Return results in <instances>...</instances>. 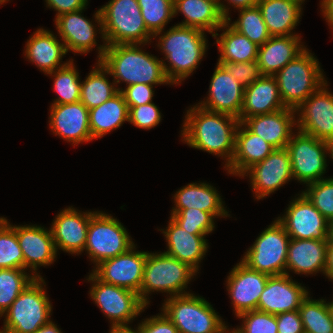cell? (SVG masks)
Listing matches in <instances>:
<instances>
[{"label":"cell","mask_w":333,"mask_h":333,"mask_svg":"<svg viewBox=\"0 0 333 333\" xmlns=\"http://www.w3.org/2000/svg\"><path fill=\"white\" fill-rule=\"evenodd\" d=\"M183 125V140L193 148L233 159L239 119L196 106L189 109Z\"/></svg>","instance_id":"cell-1"},{"label":"cell","mask_w":333,"mask_h":333,"mask_svg":"<svg viewBox=\"0 0 333 333\" xmlns=\"http://www.w3.org/2000/svg\"><path fill=\"white\" fill-rule=\"evenodd\" d=\"M138 44L100 45L99 60L115 83L129 85L171 83L164 72L163 60L142 51ZM138 47V48H137Z\"/></svg>","instance_id":"cell-2"},{"label":"cell","mask_w":333,"mask_h":333,"mask_svg":"<svg viewBox=\"0 0 333 333\" xmlns=\"http://www.w3.org/2000/svg\"><path fill=\"white\" fill-rule=\"evenodd\" d=\"M204 32L193 27L175 25L159 37L158 46L163 50L170 66L163 62L167 79L178 84L196 69L206 51Z\"/></svg>","instance_id":"cell-3"},{"label":"cell","mask_w":333,"mask_h":333,"mask_svg":"<svg viewBox=\"0 0 333 333\" xmlns=\"http://www.w3.org/2000/svg\"><path fill=\"white\" fill-rule=\"evenodd\" d=\"M94 16L106 45H140L152 38L144 23L138 0H111Z\"/></svg>","instance_id":"cell-4"},{"label":"cell","mask_w":333,"mask_h":333,"mask_svg":"<svg viewBox=\"0 0 333 333\" xmlns=\"http://www.w3.org/2000/svg\"><path fill=\"white\" fill-rule=\"evenodd\" d=\"M322 73L319 62L306 49L291 60L274 75L283 104L296 110L326 83Z\"/></svg>","instance_id":"cell-5"},{"label":"cell","mask_w":333,"mask_h":333,"mask_svg":"<svg viewBox=\"0 0 333 333\" xmlns=\"http://www.w3.org/2000/svg\"><path fill=\"white\" fill-rule=\"evenodd\" d=\"M195 273L196 271L188 264L164 252L160 254L147 252L139 297L145 305H148L146 296L148 297L147 294L151 291H164L169 293L170 297L189 294L183 289Z\"/></svg>","instance_id":"cell-6"},{"label":"cell","mask_w":333,"mask_h":333,"mask_svg":"<svg viewBox=\"0 0 333 333\" xmlns=\"http://www.w3.org/2000/svg\"><path fill=\"white\" fill-rule=\"evenodd\" d=\"M162 311L179 333H220L226 327L209 302L190 293L168 298Z\"/></svg>","instance_id":"cell-7"},{"label":"cell","mask_w":333,"mask_h":333,"mask_svg":"<svg viewBox=\"0 0 333 333\" xmlns=\"http://www.w3.org/2000/svg\"><path fill=\"white\" fill-rule=\"evenodd\" d=\"M43 278H35L5 311L4 327L12 333H35L47 324L52 306L44 292ZM7 312V313H6Z\"/></svg>","instance_id":"cell-8"},{"label":"cell","mask_w":333,"mask_h":333,"mask_svg":"<svg viewBox=\"0 0 333 333\" xmlns=\"http://www.w3.org/2000/svg\"><path fill=\"white\" fill-rule=\"evenodd\" d=\"M289 241L285 227L276 220L259 235L241 261L249 268L269 276L287 274Z\"/></svg>","instance_id":"cell-9"},{"label":"cell","mask_w":333,"mask_h":333,"mask_svg":"<svg viewBox=\"0 0 333 333\" xmlns=\"http://www.w3.org/2000/svg\"><path fill=\"white\" fill-rule=\"evenodd\" d=\"M133 246L128 232L117 219L108 214L93 212L84 249L96 266L127 252Z\"/></svg>","instance_id":"cell-10"},{"label":"cell","mask_w":333,"mask_h":333,"mask_svg":"<svg viewBox=\"0 0 333 333\" xmlns=\"http://www.w3.org/2000/svg\"><path fill=\"white\" fill-rule=\"evenodd\" d=\"M88 279L94 282L90 296L103 313L110 318L112 327L127 326V323L146 307L139 294L134 291L105 283L93 273Z\"/></svg>","instance_id":"cell-11"},{"label":"cell","mask_w":333,"mask_h":333,"mask_svg":"<svg viewBox=\"0 0 333 333\" xmlns=\"http://www.w3.org/2000/svg\"><path fill=\"white\" fill-rule=\"evenodd\" d=\"M286 149L290 155L293 178L306 184L323 179L321 175L327 166L325 140L298 131L296 137L292 135Z\"/></svg>","instance_id":"cell-12"},{"label":"cell","mask_w":333,"mask_h":333,"mask_svg":"<svg viewBox=\"0 0 333 333\" xmlns=\"http://www.w3.org/2000/svg\"><path fill=\"white\" fill-rule=\"evenodd\" d=\"M285 215L277 220L285 227L290 239L329 240L330 222L303 193L293 200Z\"/></svg>","instance_id":"cell-13"},{"label":"cell","mask_w":333,"mask_h":333,"mask_svg":"<svg viewBox=\"0 0 333 333\" xmlns=\"http://www.w3.org/2000/svg\"><path fill=\"white\" fill-rule=\"evenodd\" d=\"M127 252L99 263L93 274L101 281L139 293L147 252Z\"/></svg>","instance_id":"cell-14"},{"label":"cell","mask_w":333,"mask_h":333,"mask_svg":"<svg viewBox=\"0 0 333 333\" xmlns=\"http://www.w3.org/2000/svg\"><path fill=\"white\" fill-rule=\"evenodd\" d=\"M326 84L296 108L301 116L295 123L300 132L325 141L333 136V94L324 88Z\"/></svg>","instance_id":"cell-15"},{"label":"cell","mask_w":333,"mask_h":333,"mask_svg":"<svg viewBox=\"0 0 333 333\" xmlns=\"http://www.w3.org/2000/svg\"><path fill=\"white\" fill-rule=\"evenodd\" d=\"M244 89L245 87L229 74L223 65L217 63L210 82L208 100L200 103L199 107L239 119Z\"/></svg>","instance_id":"cell-16"},{"label":"cell","mask_w":333,"mask_h":333,"mask_svg":"<svg viewBox=\"0 0 333 333\" xmlns=\"http://www.w3.org/2000/svg\"><path fill=\"white\" fill-rule=\"evenodd\" d=\"M257 199L264 198L293 178L290 155L286 148L275 149L265 160L247 169ZM292 177V178H291Z\"/></svg>","instance_id":"cell-17"},{"label":"cell","mask_w":333,"mask_h":333,"mask_svg":"<svg viewBox=\"0 0 333 333\" xmlns=\"http://www.w3.org/2000/svg\"><path fill=\"white\" fill-rule=\"evenodd\" d=\"M229 274L227 286L236 316L257 310L260 295L264 291L269 275L249 268L242 261Z\"/></svg>","instance_id":"cell-18"},{"label":"cell","mask_w":333,"mask_h":333,"mask_svg":"<svg viewBox=\"0 0 333 333\" xmlns=\"http://www.w3.org/2000/svg\"><path fill=\"white\" fill-rule=\"evenodd\" d=\"M308 296L305 287L292 281L289 274L269 276L261 293L257 310L277 315L298 310Z\"/></svg>","instance_id":"cell-19"},{"label":"cell","mask_w":333,"mask_h":333,"mask_svg":"<svg viewBox=\"0 0 333 333\" xmlns=\"http://www.w3.org/2000/svg\"><path fill=\"white\" fill-rule=\"evenodd\" d=\"M50 127L56 135L74 145L92 140L89 109L80 101L70 104H52Z\"/></svg>","instance_id":"cell-20"},{"label":"cell","mask_w":333,"mask_h":333,"mask_svg":"<svg viewBox=\"0 0 333 333\" xmlns=\"http://www.w3.org/2000/svg\"><path fill=\"white\" fill-rule=\"evenodd\" d=\"M92 214H82L69 207L57 215L51 228L56 251L61 248L71 254H78L84 250Z\"/></svg>","instance_id":"cell-21"},{"label":"cell","mask_w":333,"mask_h":333,"mask_svg":"<svg viewBox=\"0 0 333 333\" xmlns=\"http://www.w3.org/2000/svg\"><path fill=\"white\" fill-rule=\"evenodd\" d=\"M286 108L280 96L274 76L262 75L250 86L245 87L239 121L256 115L272 113Z\"/></svg>","instance_id":"cell-22"},{"label":"cell","mask_w":333,"mask_h":333,"mask_svg":"<svg viewBox=\"0 0 333 333\" xmlns=\"http://www.w3.org/2000/svg\"><path fill=\"white\" fill-rule=\"evenodd\" d=\"M15 232L24 256V270L27 267L36 272L40 266L50 265L55 261L56 248L51 229L40 226H15Z\"/></svg>","instance_id":"cell-23"},{"label":"cell","mask_w":333,"mask_h":333,"mask_svg":"<svg viewBox=\"0 0 333 333\" xmlns=\"http://www.w3.org/2000/svg\"><path fill=\"white\" fill-rule=\"evenodd\" d=\"M295 109L284 108L272 113L247 118L243 123L275 149L286 148L292 137Z\"/></svg>","instance_id":"cell-24"},{"label":"cell","mask_w":333,"mask_h":333,"mask_svg":"<svg viewBox=\"0 0 333 333\" xmlns=\"http://www.w3.org/2000/svg\"><path fill=\"white\" fill-rule=\"evenodd\" d=\"M298 35L271 36L259 46L257 62L262 75L274 76L306 48Z\"/></svg>","instance_id":"cell-25"},{"label":"cell","mask_w":333,"mask_h":333,"mask_svg":"<svg viewBox=\"0 0 333 333\" xmlns=\"http://www.w3.org/2000/svg\"><path fill=\"white\" fill-rule=\"evenodd\" d=\"M242 126L245 128L240 129ZM275 148L258 135H255L244 123H239L235 135V151L227 168L230 174L242 176L254 164L265 160Z\"/></svg>","instance_id":"cell-26"},{"label":"cell","mask_w":333,"mask_h":333,"mask_svg":"<svg viewBox=\"0 0 333 333\" xmlns=\"http://www.w3.org/2000/svg\"><path fill=\"white\" fill-rule=\"evenodd\" d=\"M328 240L290 239L286 268L295 273L312 274L323 271L327 264Z\"/></svg>","instance_id":"cell-27"},{"label":"cell","mask_w":333,"mask_h":333,"mask_svg":"<svg viewBox=\"0 0 333 333\" xmlns=\"http://www.w3.org/2000/svg\"><path fill=\"white\" fill-rule=\"evenodd\" d=\"M168 243L167 255L188 264L196 272L198 264L207 252L206 234H190L182 229L171 218L166 231H163Z\"/></svg>","instance_id":"cell-28"},{"label":"cell","mask_w":333,"mask_h":333,"mask_svg":"<svg viewBox=\"0 0 333 333\" xmlns=\"http://www.w3.org/2000/svg\"><path fill=\"white\" fill-rule=\"evenodd\" d=\"M178 11L183 13L186 19L177 25L207 30L213 33L214 38L218 33L213 31L222 28L226 21L220 12L218 0H174V14Z\"/></svg>","instance_id":"cell-29"},{"label":"cell","mask_w":333,"mask_h":333,"mask_svg":"<svg viewBox=\"0 0 333 333\" xmlns=\"http://www.w3.org/2000/svg\"><path fill=\"white\" fill-rule=\"evenodd\" d=\"M82 11L83 9L56 17V27L67 52L72 50L85 54L97 44L94 25L81 15Z\"/></svg>","instance_id":"cell-30"},{"label":"cell","mask_w":333,"mask_h":333,"mask_svg":"<svg viewBox=\"0 0 333 333\" xmlns=\"http://www.w3.org/2000/svg\"><path fill=\"white\" fill-rule=\"evenodd\" d=\"M271 36H290L301 17V3L295 0H259L257 3Z\"/></svg>","instance_id":"cell-31"},{"label":"cell","mask_w":333,"mask_h":333,"mask_svg":"<svg viewBox=\"0 0 333 333\" xmlns=\"http://www.w3.org/2000/svg\"><path fill=\"white\" fill-rule=\"evenodd\" d=\"M25 52L26 57L45 73L53 72L67 64H60L62 56L67 53L64 43L61 44L50 31L44 29H38L30 37Z\"/></svg>","instance_id":"cell-32"},{"label":"cell","mask_w":333,"mask_h":333,"mask_svg":"<svg viewBox=\"0 0 333 333\" xmlns=\"http://www.w3.org/2000/svg\"><path fill=\"white\" fill-rule=\"evenodd\" d=\"M176 207L172 212L184 209H198L215 216H227L228 212L222 205V200L213 186L206 183H190L181 188L174 196Z\"/></svg>","instance_id":"cell-33"},{"label":"cell","mask_w":333,"mask_h":333,"mask_svg":"<svg viewBox=\"0 0 333 333\" xmlns=\"http://www.w3.org/2000/svg\"><path fill=\"white\" fill-rule=\"evenodd\" d=\"M129 108L120 91L103 104L89 110V128L92 139L101 138L128 121Z\"/></svg>","instance_id":"cell-34"},{"label":"cell","mask_w":333,"mask_h":333,"mask_svg":"<svg viewBox=\"0 0 333 333\" xmlns=\"http://www.w3.org/2000/svg\"><path fill=\"white\" fill-rule=\"evenodd\" d=\"M229 25V21L226 20L221 26L225 27L226 31L220 35V38H216L221 53L218 63L222 65L224 62L239 63L257 60L259 46Z\"/></svg>","instance_id":"cell-35"},{"label":"cell","mask_w":333,"mask_h":333,"mask_svg":"<svg viewBox=\"0 0 333 333\" xmlns=\"http://www.w3.org/2000/svg\"><path fill=\"white\" fill-rule=\"evenodd\" d=\"M97 66L99 67L93 69L85 81L81 82L80 102L89 110L103 104L120 90L105 78L108 70L100 61Z\"/></svg>","instance_id":"cell-36"},{"label":"cell","mask_w":333,"mask_h":333,"mask_svg":"<svg viewBox=\"0 0 333 333\" xmlns=\"http://www.w3.org/2000/svg\"><path fill=\"white\" fill-rule=\"evenodd\" d=\"M305 333H333V316L324 299L306 297L298 309Z\"/></svg>","instance_id":"cell-37"},{"label":"cell","mask_w":333,"mask_h":333,"mask_svg":"<svg viewBox=\"0 0 333 333\" xmlns=\"http://www.w3.org/2000/svg\"><path fill=\"white\" fill-rule=\"evenodd\" d=\"M37 274L28 276L24 269H0V317L33 279L41 278Z\"/></svg>","instance_id":"cell-38"},{"label":"cell","mask_w":333,"mask_h":333,"mask_svg":"<svg viewBox=\"0 0 333 333\" xmlns=\"http://www.w3.org/2000/svg\"><path fill=\"white\" fill-rule=\"evenodd\" d=\"M24 269V256L15 226L0 218V269Z\"/></svg>","instance_id":"cell-39"},{"label":"cell","mask_w":333,"mask_h":333,"mask_svg":"<svg viewBox=\"0 0 333 333\" xmlns=\"http://www.w3.org/2000/svg\"><path fill=\"white\" fill-rule=\"evenodd\" d=\"M47 74H54V89L59 94L54 104H70L80 101L81 82L73 60L67 62L65 66L57 69V71Z\"/></svg>","instance_id":"cell-40"},{"label":"cell","mask_w":333,"mask_h":333,"mask_svg":"<svg viewBox=\"0 0 333 333\" xmlns=\"http://www.w3.org/2000/svg\"><path fill=\"white\" fill-rule=\"evenodd\" d=\"M141 14L148 31L157 36L173 18L174 0H138Z\"/></svg>","instance_id":"cell-41"},{"label":"cell","mask_w":333,"mask_h":333,"mask_svg":"<svg viewBox=\"0 0 333 333\" xmlns=\"http://www.w3.org/2000/svg\"><path fill=\"white\" fill-rule=\"evenodd\" d=\"M231 26L258 46L263 45L271 37L258 5L241 9L240 18Z\"/></svg>","instance_id":"cell-42"},{"label":"cell","mask_w":333,"mask_h":333,"mask_svg":"<svg viewBox=\"0 0 333 333\" xmlns=\"http://www.w3.org/2000/svg\"><path fill=\"white\" fill-rule=\"evenodd\" d=\"M214 218L211 213L194 208L171 214V219L190 234H209L215 227Z\"/></svg>","instance_id":"cell-43"},{"label":"cell","mask_w":333,"mask_h":333,"mask_svg":"<svg viewBox=\"0 0 333 333\" xmlns=\"http://www.w3.org/2000/svg\"><path fill=\"white\" fill-rule=\"evenodd\" d=\"M303 192L313 206L329 221H333V178L308 184Z\"/></svg>","instance_id":"cell-44"},{"label":"cell","mask_w":333,"mask_h":333,"mask_svg":"<svg viewBox=\"0 0 333 333\" xmlns=\"http://www.w3.org/2000/svg\"><path fill=\"white\" fill-rule=\"evenodd\" d=\"M244 325L236 330L239 333H278L276 315L258 310L247 311L238 316Z\"/></svg>","instance_id":"cell-45"},{"label":"cell","mask_w":333,"mask_h":333,"mask_svg":"<svg viewBox=\"0 0 333 333\" xmlns=\"http://www.w3.org/2000/svg\"><path fill=\"white\" fill-rule=\"evenodd\" d=\"M128 121L138 128L150 129L159 124L161 113L154 103L129 108Z\"/></svg>","instance_id":"cell-46"},{"label":"cell","mask_w":333,"mask_h":333,"mask_svg":"<svg viewBox=\"0 0 333 333\" xmlns=\"http://www.w3.org/2000/svg\"><path fill=\"white\" fill-rule=\"evenodd\" d=\"M229 74L233 75L244 87L250 86L259 79L262 74L257 60L250 62H224L222 64Z\"/></svg>","instance_id":"cell-47"},{"label":"cell","mask_w":333,"mask_h":333,"mask_svg":"<svg viewBox=\"0 0 333 333\" xmlns=\"http://www.w3.org/2000/svg\"><path fill=\"white\" fill-rule=\"evenodd\" d=\"M153 85L138 83L134 85H129L125 90H119L128 108L133 106H140L152 102L153 97Z\"/></svg>","instance_id":"cell-48"},{"label":"cell","mask_w":333,"mask_h":333,"mask_svg":"<svg viewBox=\"0 0 333 333\" xmlns=\"http://www.w3.org/2000/svg\"><path fill=\"white\" fill-rule=\"evenodd\" d=\"M140 333H179L174 324L165 316H154L147 318L138 326Z\"/></svg>","instance_id":"cell-49"},{"label":"cell","mask_w":333,"mask_h":333,"mask_svg":"<svg viewBox=\"0 0 333 333\" xmlns=\"http://www.w3.org/2000/svg\"><path fill=\"white\" fill-rule=\"evenodd\" d=\"M278 333H305L298 310L276 315Z\"/></svg>","instance_id":"cell-50"},{"label":"cell","mask_w":333,"mask_h":333,"mask_svg":"<svg viewBox=\"0 0 333 333\" xmlns=\"http://www.w3.org/2000/svg\"><path fill=\"white\" fill-rule=\"evenodd\" d=\"M47 6L58 11L56 17L70 12L84 9L88 3L87 0H46Z\"/></svg>","instance_id":"cell-51"},{"label":"cell","mask_w":333,"mask_h":333,"mask_svg":"<svg viewBox=\"0 0 333 333\" xmlns=\"http://www.w3.org/2000/svg\"><path fill=\"white\" fill-rule=\"evenodd\" d=\"M229 3H232V6L234 5L235 8L238 9H245V8H249V7H253L256 6L257 3L259 2V0H228ZM219 2V7H220V12L222 14V16L227 20L230 21V17L228 16V9L225 7V5L223 3L220 2V0H218Z\"/></svg>","instance_id":"cell-52"},{"label":"cell","mask_w":333,"mask_h":333,"mask_svg":"<svg viewBox=\"0 0 333 333\" xmlns=\"http://www.w3.org/2000/svg\"><path fill=\"white\" fill-rule=\"evenodd\" d=\"M321 6L328 24L333 28V0H323Z\"/></svg>","instance_id":"cell-53"},{"label":"cell","mask_w":333,"mask_h":333,"mask_svg":"<svg viewBox=\"0 0 333 333\" xmlns=\"http://www.w3.org/2000/svg\"><path fill=\"white\" fill-rule=\"evenodd\" d=\"M325 275L333 280V243L328 240L327 248V264L325 268Z\"/></svg>","instance_id":"cell-54"},{"label":"cell","mask_w":333,"mask_h":333,"mask_svg":"<svg viewBox=\"0 0 333 333\" xmlns=\"http://www.w3.org/2000/svg\"><path fill=\"white\" fill-rule=\"evenodd\" d=\"M35 333H62L52 321L41 326Z\"/></svg>","instance_id":"cell-55"},{"label":"cell","mask_w":333,"mask_h":333,"mask_svg":"<svg viewBox=\"0 0 333 333\" xmlns=\"http://www.w3.org/2000/svg\"><path fill=\"white\" fill-rule=\"evenodd\" d=\"M110 333H140V329L132 330L128 325L127 326H117L111 327Z\"/></svg>","instance_id":"cell-56"},{"label":"cell","mask_w":333,"mask_h":333,"mask_svg":"<svg viewBox=\"0 0 333 333\" xmlns=\"http://www.w3.org/2000/svg\"><path fill=\"white\" fill-rule=\"evenodd\" d=\"M326 145H327V152L329 151L331 154V158L333 159V136L332 137H329L327 140H326Z\"/></svg>","instance_id":"cell-57"},{"label":"cell","mask_w":333,"mask_h":333,"mask_svg":"<svg viewBox=\"0 0 333 333\" xmlns=\"http://www.w3.org/2000/svg\"><path fill=\"white\" fill-rule=\"evenodd\" d=\"M328 239L331 243H333V221L329 223V236Z\"/></svg>","instance_id":"cell-58"},{"label":"cell","mask_w":333,"mask_h":333,"mask_svg":"<svg viewBox=\"0 0 333 333\" xmlns=\"http://www.w3.org/2000/svg\"><path fill=\"white\" fill-rule=\"evenodd\" d=\"M227 332V326L220 332V333H226ZM227 333H239L236 329L233 331L231 330V332H227Z\"/></svg>","instance_id":"cell-59"},{"label":"cell","mask_w":333,"mask_h":333,"mask_svg":"<svg viewBox=\"0 0 333 333\" xmlns=\"http://www.w3.org/2000/svg\"><path fill=\"white\" fill-rule=\"evenodd\" d=\"M329 304V307H330V310H331V313H332V316H333V301L328 303Z\"/></svg>","instance_id":"cell-60"},{"label":"cell","mask_w":333,"mask_h":333,"mask_svg":"<svg viewBox=\"0 0 333 333\" xmlns=\"http://www.w3.org/2000/svg\"><path fill=\"white\" fill-rule=\"evenodd\" d=\"M0 333H12V332L3 329V330H0Z\"/></svg>","instance_id":"cell-61"},{"label":"cell","mask_w":333,"mask_h":333,"mask_svg":"<svg viewBox=\"0 0 333 333\" xmlns=\"http://www.w3.org/2000/svg\"><path fill=\"white\" fill-rule=\"evenodd\" d=\"M6 1H8V0H0V4L4 3Z\"/></svg>","instance_id":"cell-62"},{"label":"cell","mask_w":333,"mask_h":333,"mask_svg":"<svg viewBox=\"0 0 333 333\" xmlns=\"http://www.w3.org/2000/svg\"><path fill=\"white\" fill-rule=\"evenodd\" d=\"M295 1L300 2L302 4V2L305 1V0H295Z\"/></svg>","instance_id":"cell-63"}]
</instances>
